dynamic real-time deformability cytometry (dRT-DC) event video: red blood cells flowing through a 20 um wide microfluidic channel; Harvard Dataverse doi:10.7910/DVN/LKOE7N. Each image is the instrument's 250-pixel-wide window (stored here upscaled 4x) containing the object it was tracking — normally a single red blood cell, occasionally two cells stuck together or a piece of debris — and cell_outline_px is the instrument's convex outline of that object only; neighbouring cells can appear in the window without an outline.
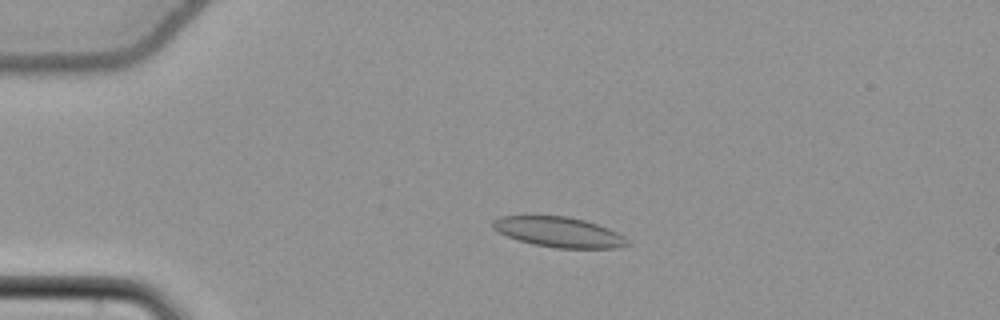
{"species": "common noctule bat (a hibernating species)", "species_latin": "Nyctalus noctula", "temperature_condition": "cold", "stored_images_in_passage": 57, "camera_frame_rate_fps": 3000, "um_per_image_px": 0.085, "animal": {"sex": "female", "body_mass_g": 22.7, "forearm_length_mm": 54.2}, "frame": {"image": 1, "passage_image": 15, "time_ms": 4.667, "image_size_px": [1000, 320], "cell_outline_px": [[632, 244], [616, 248], [556, 248], [532, 244], [508, 236], [492, 228], [492, 220], [500, 216], [528, 212], [568, 216], [584, 220], [608, 228], [624, 236]], "centroid_in_image_um": [47.43, 19.67], "position_along_channel_um": 37.6, "area_um2": 24.57}}
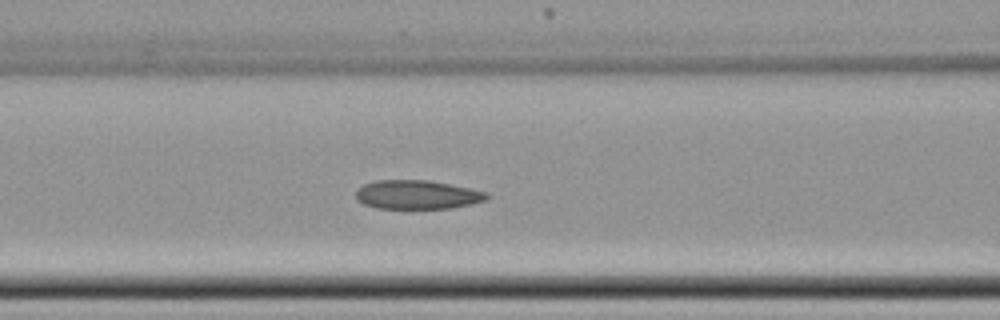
{"frame": {"image": 2, "passage_image": 26, "time_ms": 8.333, "image_size_px": [1000, 320], "cell_outline_px": [[492, 196], [488, 200], [472, 204], [452, 208], [376, 208], [364, 204], [356, 196], [356, 192], [364, 184], [376, 180], [428, 180], [488, 192]], "centroid_in_image_um": [35.53, 16.55], "position_along_channel_um": 131.1, "area_um2": 21.96}}
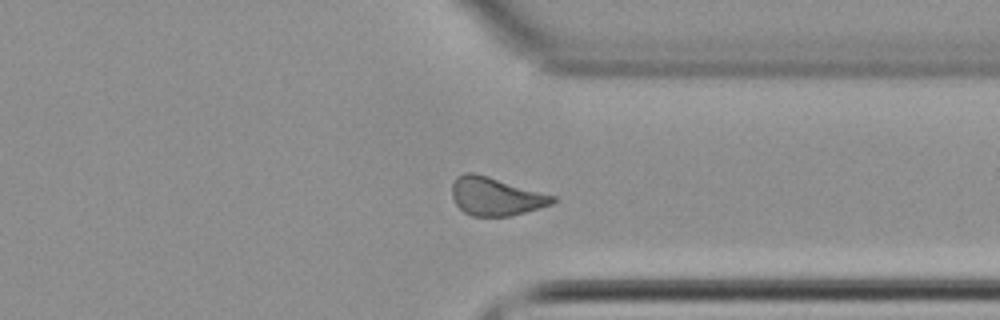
{"frame": {"image": 3, "passage_image": 45, "time_ms": 14.667, "image_size_px": [1000, 320], "cell_outline_px": [[556, 200], [552, 204], [524, 212], [508, 216], [472, 216], [464, 212], [456, 204], [452, 196], [452, 180], [456, 176], [464, 172], [472, 172], [488, 176], [556, 196]], "centroid_in_image_um": [42.1, 16.68], "position_along_channel_um": 369.3, "area_um2": 22.37}, "authors_computed_cell_mechanics": {"area_um2": 22.8888, "velocity_mm_per_s": 3.7632, "shape_relaxation_time_tau1_ms": null, "shape_relaxation_time_tau2_ms": 6.7998, "deformation_change_tau1": null, "deformation_change_tau2": 0.1167}}